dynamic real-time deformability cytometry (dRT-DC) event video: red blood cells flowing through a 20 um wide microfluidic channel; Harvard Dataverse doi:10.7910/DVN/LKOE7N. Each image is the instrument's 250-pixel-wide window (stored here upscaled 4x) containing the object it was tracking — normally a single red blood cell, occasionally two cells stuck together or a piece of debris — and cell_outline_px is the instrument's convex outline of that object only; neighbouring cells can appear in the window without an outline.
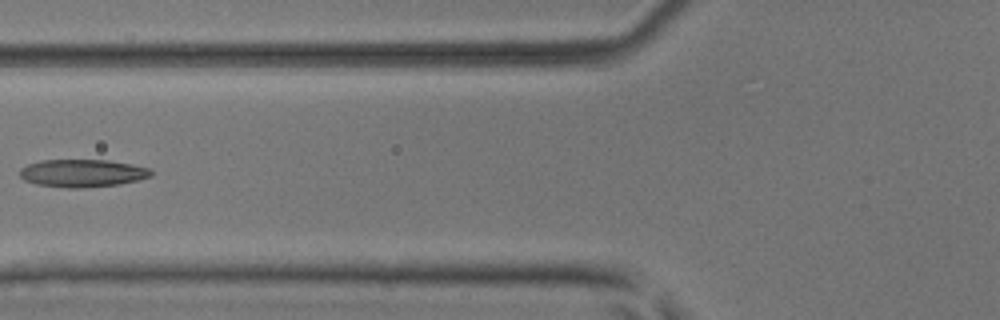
{"species": "common noctule bat (a hibernating species)", "species_latin": "Nyctalus noctula", "temperature_condition": "room temperature", "stored_images_in_passage": 6, "camera_frame_rate_fps": 3000, "um_per_image_px": 0.085, "animal": {"sex": "male", "body_mass_g": 17.9, "forearm_length_mm": 54.2}, "frame": {"image": 1, "passage_image": 6, "time_ms": 1.667, "image_size_px": [1000, 320], "cell_outline_px": [[152, 176], [120, 184], [80, 188], [68, 188], [36, 184], [24, 180], [20, 176], [20, 168], [28, 164], [40, 160], [108, 160], [132, 164], [148, 168], [152, 172]], "centroid_in_image_um": [6.98, 14.71], "position_along_channel_um": 118.8, "area_um2": 21.15}}